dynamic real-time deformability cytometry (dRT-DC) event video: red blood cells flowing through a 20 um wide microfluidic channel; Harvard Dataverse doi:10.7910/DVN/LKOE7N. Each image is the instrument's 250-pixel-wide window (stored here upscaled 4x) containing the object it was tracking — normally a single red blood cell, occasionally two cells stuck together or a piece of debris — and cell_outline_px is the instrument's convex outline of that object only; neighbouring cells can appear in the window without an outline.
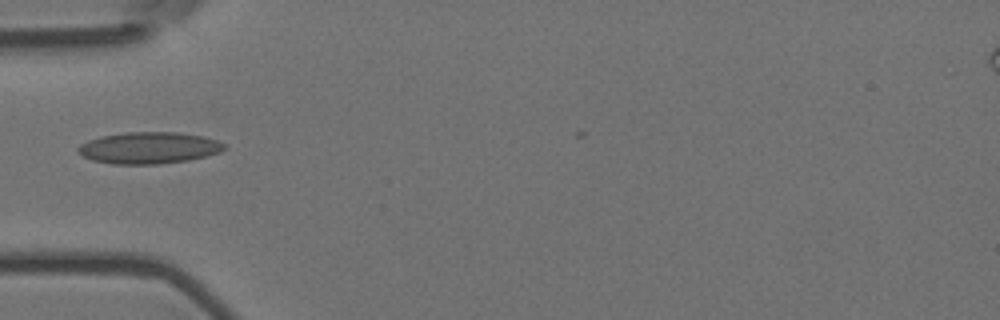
{"species": "Egyptian fruit bat (a non-hibernating species)", "species_latin": "Rousettus aegyptiacus", "temperature_condition": "room temperature", "stored_images_in_passage": 9, "camera_frame_rate_fps": 3000, "um_per_image_px": 0.085, "animal": {"sex": "female"}, "frame": {"image": 1, "passage_image": 6, "time_ms": 1.667, "image_size_px": [1000, 320], "cell_outline_px": [[228, 148], [220, 152], [188, 160], [160, 164], [112, 164], [92, 160], [84, 156], [76, 148], [80, 144], [88, 140], [100, 136], [128, 132], [176, 132], [204, 136], [216, 140], [224, 144]], "centroid_in_image_um": [12.66, 12.56], "position_along_channel_um": 72.3, "area_um2": 26.93}}
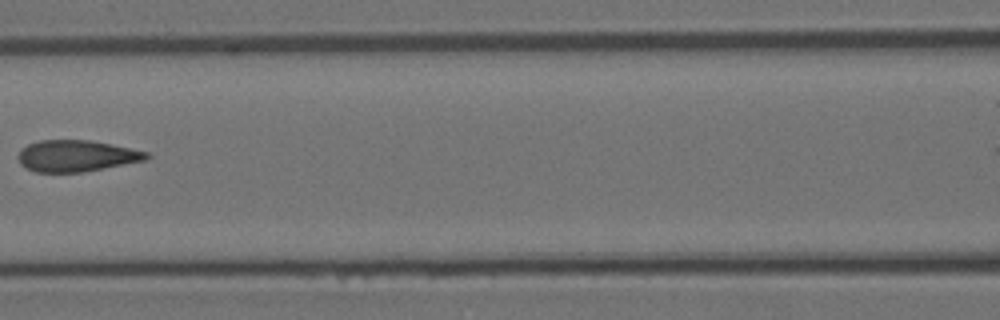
{"frame": {"image": 2, "passage_image": 8, "time_ms": 2.333, "image_size_px": [1000, 320], "cell_outline_px": [[152, 156], [144, 160], [84, 172], [36, 172], [20, 164], [16, 156], [20, 148], [28, 144], [40, 140], [88, 140], [148, 152]], "centroid_in_image_um": [6.43, 13.25], "position_along_channel_um": 160.2, "area_um2": 23.35}}
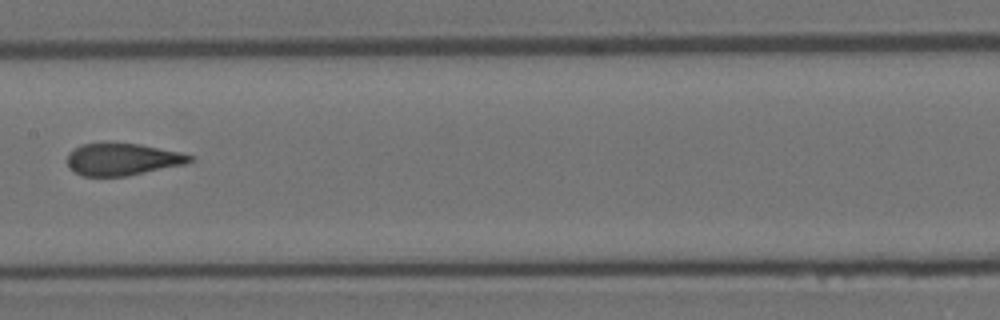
{"frame": {"image": 3, "passage_image": 9, "time_ms": 2.667, "image_size_px": [1000, 320], "cell_outline_px": [[192, 160], [184, 164], [128, 176], [80, 176], [68, 168], [68, 152], [80, 144], [140, 144], [180, 152], [192, 156]], "centroid_in_image_um": [10.36, 13.56], "position_along_channel_um": 197.0, "area_um2": 22.72}}